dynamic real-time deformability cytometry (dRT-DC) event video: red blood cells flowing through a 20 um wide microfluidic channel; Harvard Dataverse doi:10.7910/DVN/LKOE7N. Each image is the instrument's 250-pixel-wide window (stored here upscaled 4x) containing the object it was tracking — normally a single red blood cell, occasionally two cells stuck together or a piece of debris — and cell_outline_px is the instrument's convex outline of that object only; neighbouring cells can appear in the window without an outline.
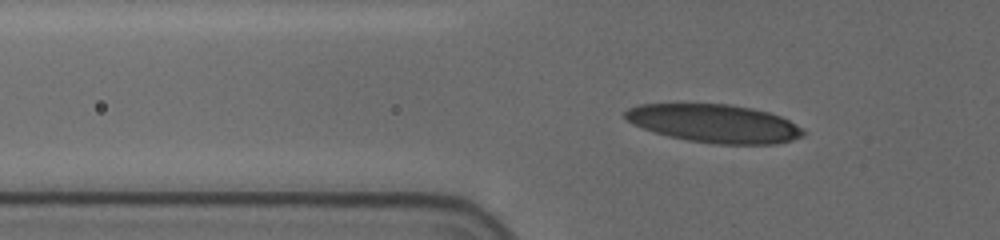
{"species": "human", "species_latin": "Homo sapiens", "temperature_condition": "cold", "stored_images_in_passage": 48, "camera_frame_rate_fps": 3000, "um_per_image_px": 0.085, "donor": {"sex": "female"}, "frame": {"image": 1, "passage_image": 13, "time_ms": 4.0, "image_size_px": [1000, 240], "cell_outline_px": [[804, 136], [792, 140], [776, 144], [716, 144], [688, 140], [668, 136], [632, 124], [624, 116], [624, 112], [628, 108], [640, 104], [728, 104], [752, 108], [768, 112], [780, 116], [788, 120], [800, 128], [804, 132]], "centroid_in_image_um": [60.72, 10.49], "position_along_channel_um": 65.1, "area_um2": 39.42}}
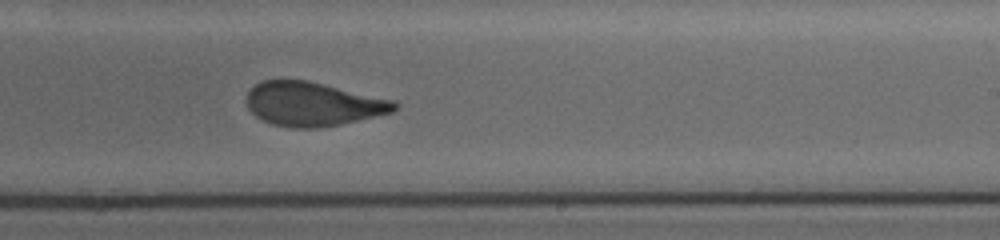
{"frame": {"image": 2, "passage_image": 30, "time_ms": 9.667, "image_size_px": [1000, 240], "cell_outline_px": [[400, 104], [392, 112], [340, 124], [316, 128], [292, 128], [272, 124], [256, 116], [248, 108], [244, 100], [248, 92], [256, 84], [264, 80], [308, 80], [396, 100]], "centroid_in_image_um": [26.6, 8.83], "position_along_channel_um": 262.4, "area_um2": 37.97}}
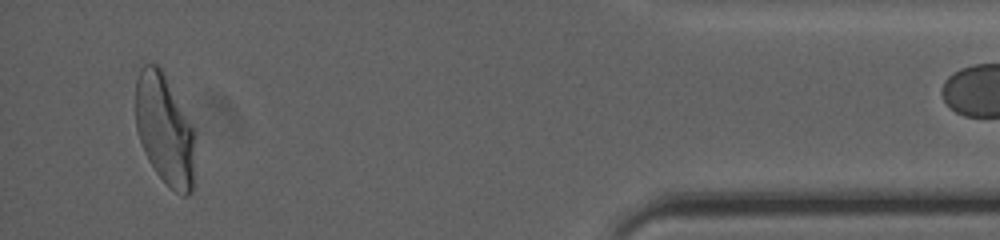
{"frame": {"image": 3, "passage_image": 47, "time_ms": 15.333, "image_size_px": [1000, 240], "cell_outline_px": [[192, 192], [188, 196], [184, 196], [176, 192], [156, 172], [148, 160], [144, 152], [136, 128], [136, 80], [140, 68], [144, 64], [156, 64], [160, 68], [192, 128]], "centroid_in_image_um": [13.93, 11.01], "position_along_channel_um": 421.3, "area_um2": 36.82}}